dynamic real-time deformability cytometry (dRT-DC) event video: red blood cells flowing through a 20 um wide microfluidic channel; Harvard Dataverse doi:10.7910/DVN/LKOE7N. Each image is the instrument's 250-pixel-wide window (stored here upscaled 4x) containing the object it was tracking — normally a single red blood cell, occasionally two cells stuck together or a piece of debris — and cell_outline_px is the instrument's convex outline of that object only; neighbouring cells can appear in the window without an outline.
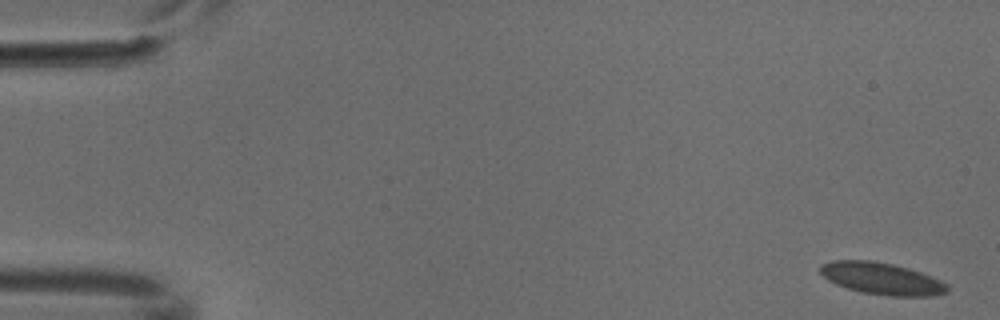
{"species": "common noctule bat (a hibernating species)", "species_latin": "Nyctalus noctula", "temperature_condition": "cold", "stored_images_in_passage": 4, "camera_frame_rate_fps": 3000, "um_per_image_px": 0.085, "animal": {"sex": "male", "body_mass_g": 18.8}, "frame": {"image": 1, "passage_image": 1, "time_ms": 0.0, "image_size_px": [1000, 320], "cell_outline_px": [[948, 292], [932, 296], [892, 296], [864, 292], [848, 288], [836, 284], [828, 280], [820, 272], [820, 264], [832, 260], [872, 260], [892, 264], [908, 268], [920, 272], [940, 280], [948, 284]], "centroid_in_image_um": [74.95, 23.67], "position_along_channel_um": 10.1, "area_um2": 23.52}}
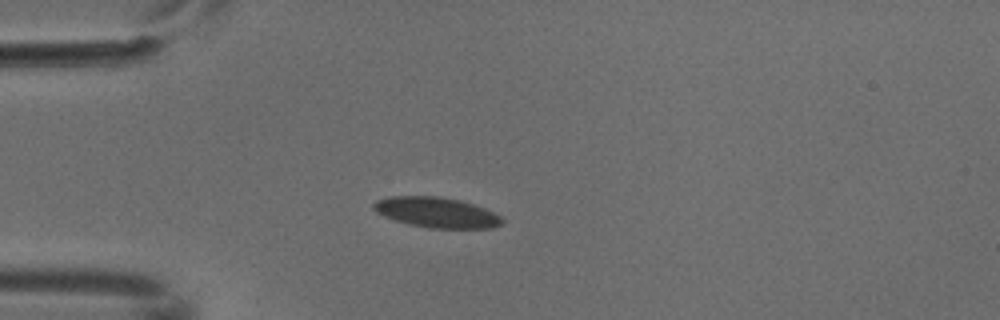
{"frame": {"image": 2, "passage_image": 4, "time_ms": 1.0, "image_size_px": [1000, 320], "cell_outline_px": [[504, 220], [500, 224], [492, 228], [428, 228], [408, 224], [384, 216], [376, 212], [372, 208], [372, 204], [376, 200], [392, 196], [440, 196], [460, 200], [484, 208], [500, 216]], "centroid_in_image_um": [37.07, 18.05], "position_along_channel_um": 47.9, "area_um2": 22.66}}